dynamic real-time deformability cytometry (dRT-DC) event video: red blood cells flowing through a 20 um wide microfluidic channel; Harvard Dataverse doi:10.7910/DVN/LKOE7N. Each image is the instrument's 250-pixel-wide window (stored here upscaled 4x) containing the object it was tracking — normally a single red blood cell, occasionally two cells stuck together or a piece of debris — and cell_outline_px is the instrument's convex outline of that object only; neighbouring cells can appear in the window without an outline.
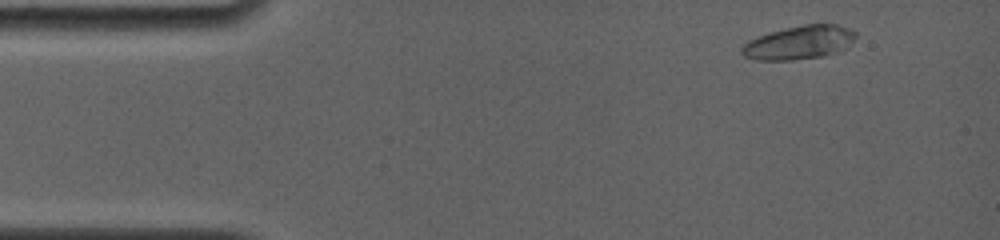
{"species": "common noctule bat (a hibernating species)", "species_latin": "Nyctalus noctula", "temperature_condition": "room temperature", "stored_images_in_passage": 35, "camera_frame_rate_fps": 4000, "um_per_image_px": 0.085, "animal": {"sex": "female", "body_mass_g": 19.0, "forearm_length_mm": 56.7}, "frame": {"image": 1, "passage_image": 1, "time_ms": 0.0, "image_size_px": [1000, 240], "cell_outline_px": [[856, 36], [844, 48], [824, 56], [792, 60], [756, 60], [744, 56], [740, 52], [740, 48], [748, 40], [772, 32], [804, 24], [836, 24], [848, 28], [856, 32]], "centroid_in_image_um": [67.9, 3.62], "position_along_channel_um": 17.1, "area_um2": 21.96}}
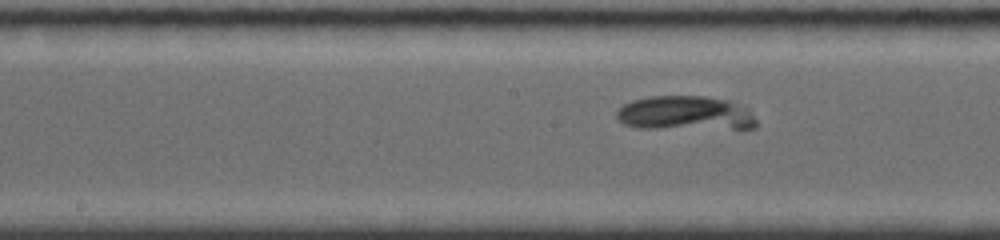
{"frame": {"image": 2, "passage_image": 19, "time_ms": 6.75, "image_size_px": [1000, 240], "cell_outline_px": [[756, 128], [636, 128], [624, 124], [616, 116], [616, 112], [624, 104], [632, 100], [648, 96], [704, 96], [728, 100], [748, 108], [756, 120]], "centroid_in_image_um": [58.24, 9.62], "position_along_channel_um": 190.0, "area_um2": 27.92}}
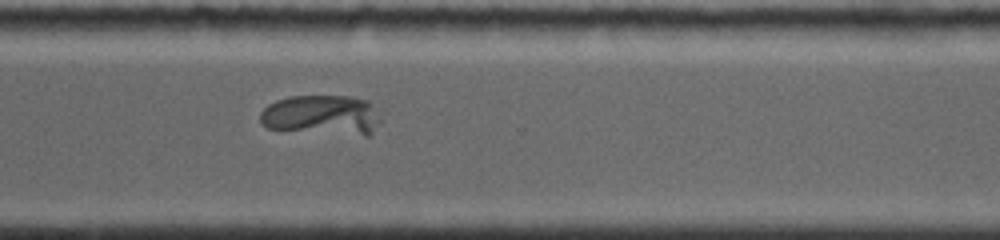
{"frame": {"image": 3, "passage_image": 34, "time_ms": 10.75, "image_size_px": [1000, 240], "cell_outline_px": [[380, 120], [372, 132], [368, 136], [364, 136], [268, 128], [260, 124], [260, 112], [268, 104], [276, 100], [292, 96], [348, 96], [368, 100], [380, 116]], "centroid_in_image_um": [27.34, 9.78], "position_along_channel_um": 343.3, "area_um2": 28.09}}